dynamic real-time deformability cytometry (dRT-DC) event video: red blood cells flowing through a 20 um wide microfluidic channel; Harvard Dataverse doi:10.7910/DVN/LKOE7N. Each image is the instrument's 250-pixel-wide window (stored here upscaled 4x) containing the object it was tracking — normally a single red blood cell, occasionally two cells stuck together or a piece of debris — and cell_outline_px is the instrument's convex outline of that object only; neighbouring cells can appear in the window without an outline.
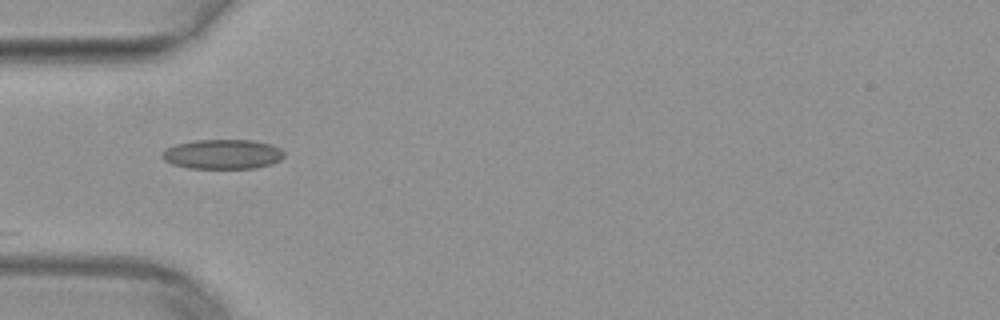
{"species": "common noctule bat (a hibernating species)", "species_latin": "Nyctalus noctula", "temperature_condition": "warm", "stored_images_in_passage": 3, "camera_frame_rate_fps": 3000, "um_per_image_px": 0.085, "animal": {"sex": "female", "body_mass_g": 29.2, "forearm_length_mm": 56.3}, "frame": {"image": 1, "passage_image": 1, "time_ms": 0.0, "image_size_px": [1000, 320], "cell_outline_px": [[284, 156], [280, 160], [272, 164], [256, 168], [188, 168], [172, 164], [164, 160], [160, 156], [168, 148], [176, 144], [196, 140], [252, 140], [272, 144], [280, 148], [284, 152]], "centroid_in_image_um": [18.95, 13.11], "position_along_channel_um": 66.0, "area_um2": 21.1}}